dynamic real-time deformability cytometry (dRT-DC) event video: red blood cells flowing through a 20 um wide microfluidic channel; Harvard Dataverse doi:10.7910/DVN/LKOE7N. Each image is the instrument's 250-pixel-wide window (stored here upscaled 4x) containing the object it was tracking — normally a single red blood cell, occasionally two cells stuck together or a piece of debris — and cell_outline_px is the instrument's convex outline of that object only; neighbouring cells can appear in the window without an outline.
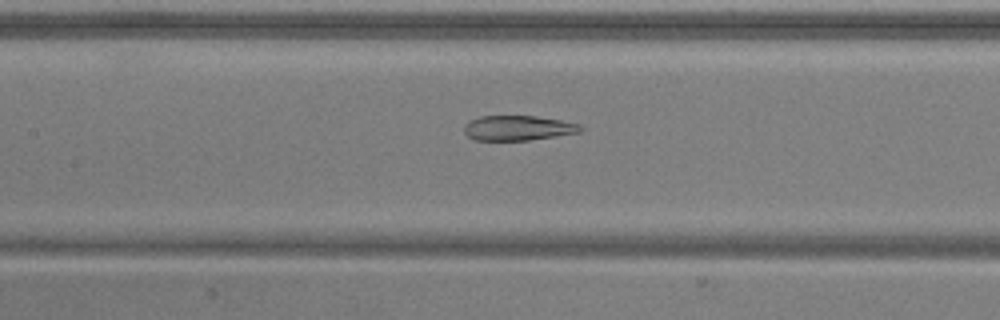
{"species": "common noctule bat (a hibernating species)", "species_latin": "Nyctalus noctula", "temperature_condition": "warm", "stored_images_in_passage": 52, "camera_frame_rate_fps": 3000, "um_per_image_px": 0.085, "animal": {"sex": "male", "body_mass_g": 20.5, "forearm_length_mm": 52.5}, "frame": {"image": 1, "passage_image": 24, "time_ms": 7.667, "image_size_px": [1000, 320], "cell_outline_px": [[584, 128], [580, 132], [528, 140], [476, 140], [468, 136], [464, 132], [464, 124], [468, 120], [480, 116], [536, 116], [560, 120], [580, 124]], "centroid_in_image_um": [44.0, 10.87], "position_along_channel_um": 163.4, "area_um2": 16.88}}
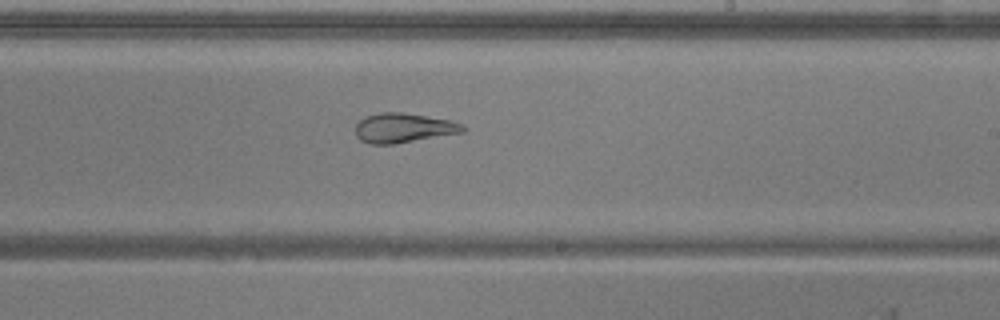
{"frame": {"image": 2, "passage_image": 31, "time_ms": 10.0, "image_size_px": [1000, 320], "cell_outline_px": [[468, 128], [464, 132], [396, 144], [368, 144], [360, 140], [356, 136], [356, 124], [364, 116], [380, 112], [400, 112], [452, 120], [464, 124]], "centroid_in_image_um": [34.32, 10.88], "position_along_channel_um": 254.7, "area_um2": 18.79}}
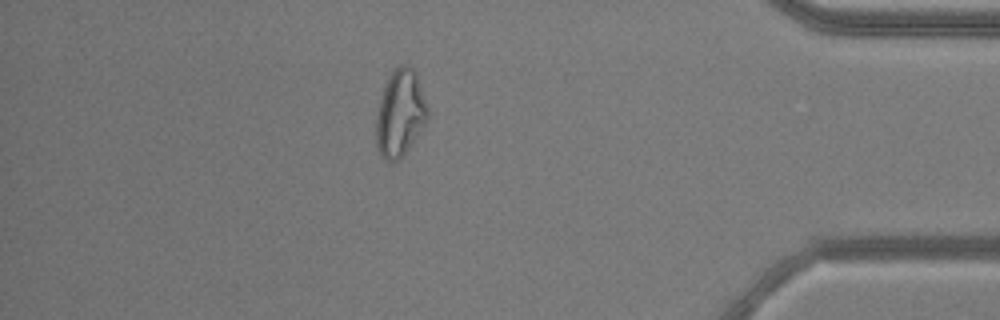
{"frame": {"image": 3, "passage_image": 45, "time_ms": 14.667, "image_size_px": [1000, 320], "cell_outline_px": [[432, 112], [428, 120], [404, 156], [392, 164], [384, 160], [380, 156], [376, 144], [376, 116], [384, 84], [392, 68], [396, 64], [408, 64], [416, 72]], "centroid_in_image_um": [34.05, 9.61], "position_along_channel_um": 401.2, "area_um2": 27.22}, "authors_computed_cell_mechanics": {"area_um2": 25.0563, "velocity_mm_per_s": 3.9267, "shape_relaxation_time_tau1_ms": null, "shape_relaxation_time_tau2_ms": 1.7876, "deformation_change_tau1": null, "deformation_change_tau2": 0.0915}}